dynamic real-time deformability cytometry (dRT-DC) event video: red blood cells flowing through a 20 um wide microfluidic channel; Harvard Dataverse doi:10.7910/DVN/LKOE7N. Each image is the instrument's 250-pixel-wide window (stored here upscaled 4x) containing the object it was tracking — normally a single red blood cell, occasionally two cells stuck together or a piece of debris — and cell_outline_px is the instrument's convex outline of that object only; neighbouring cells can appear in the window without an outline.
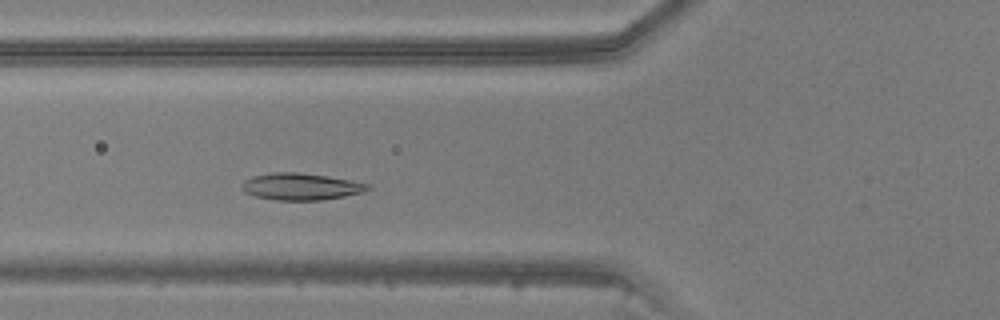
{"species": "common noctule bat (a hibernating species)", "species_latin": "Nyctalus noctula", "temperature_condition": "warm", "stored_images_in_passage": 40, "camera_frame_rate_fps": 3000, "um_per_image_px": 0.085, "animal": {"sex": "male", "body_mass_g": 20.5, "forearm_length_mm": 52.5}, "frame": {"image": 1, "passage_image": 11, "time_ms": 3.333, "image_size_px": [1000, 320], "cell_outline_px": [[372, 188], [364, 192], [344, 196], [320, 200], [276, 200], [256, 196], [244, 192], [240, 188], [240, 184], [244, 180], [252, 176], [272, 172], [296, 172], [328, 176], [372, 184]], "centroid_in_image_um": [25.57, 15.85], "position_along_channel_um": 100.2, "area_um2": 19.88}}
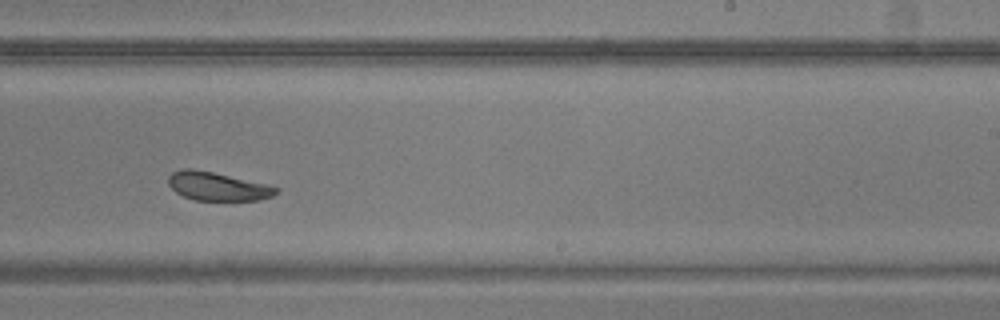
{"frame": {"image": 2, "passage_image": 23, "time_ms": 7.333, "image_size_px": [1000, 320], "cell_outline_px": [[280, 188], [272, 196], [260, 200], [196, 200], [184, 196], [176, 192], [168, 184], [168, 176], [172, 172], [180, 168], [192, 168], [212, 172], [268, 184]], "centroid_in_image_um": [18.47, 15.83], "position_along_channel_um": 270.5, "area_um2": 17.86}}
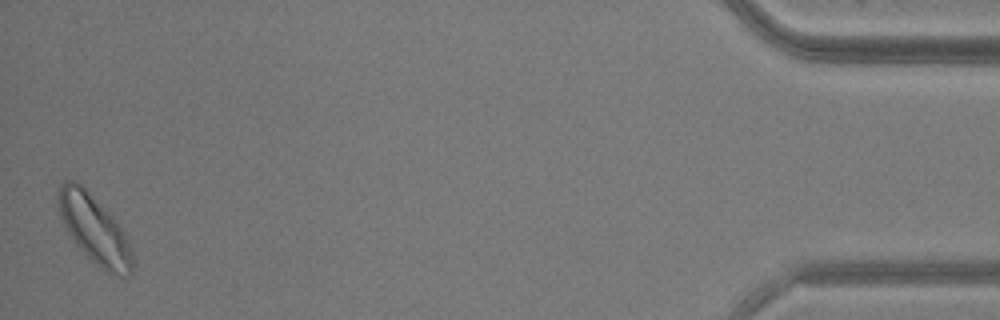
{"frame": {"image": 3, "passage_image": 40, "time_ms": 13.0, "image_size_px": [1000, 320], "cell_outline_px": [[132, 272], [128, 276], [112, 276], [96, 264], [76, 244], [68, 232], [60, 216], [56, 196], [60, 184], [64, 180], [76, 180], [116, 220], [124, 232], [132, 248]], "centroid_in_image_um": [8.02, 19.5], "position_along_channel_um": 427.2, "area_um2": 29.3}}